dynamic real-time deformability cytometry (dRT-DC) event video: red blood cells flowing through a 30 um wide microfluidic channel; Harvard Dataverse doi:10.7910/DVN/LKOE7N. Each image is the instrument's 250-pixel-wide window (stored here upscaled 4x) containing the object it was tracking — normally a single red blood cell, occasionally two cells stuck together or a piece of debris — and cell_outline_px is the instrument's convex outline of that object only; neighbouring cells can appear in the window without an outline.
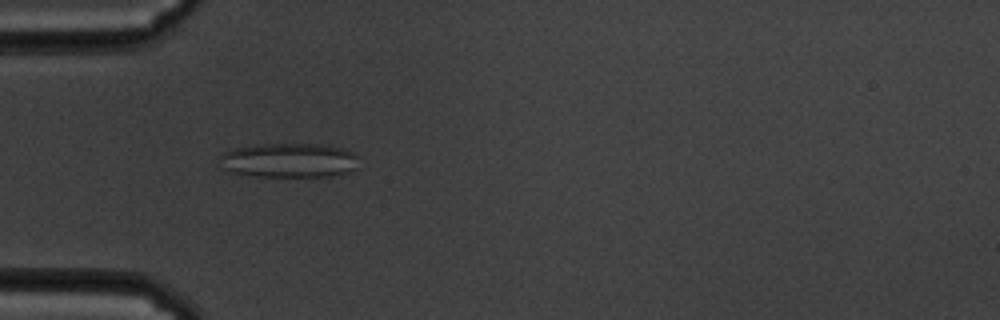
{"species": "common noctule bat (a hibernating species)", "species_latin": "Nyctalus noctula", "temperature_condition": "cold", "stored_images_in_passage": 44, "camera_frame_rate_fps": 3000, "um_per_image_px": 0.085, "animal": {"sex": "male", "body_mass_g": 19.5, "forearm_length_mm": 54.6}, "frame": {"image": 1, "passage_image": 3, "time_ms": 0.667, "image_size_px": [1000, 320], "cell_outline_px": [[356, 168], [344, 172], [328, 176], [256, 176], [232, 172], [224, 168], [220, 156], [224, 152], [236, 148], [260, 144], [324, 144], [344, 148], [352, 152], [356, 156]], "centroid_in_image_um": [24.57, 13.61], "position_along_channel_um": 60.4, "area_um2": 27.51}}
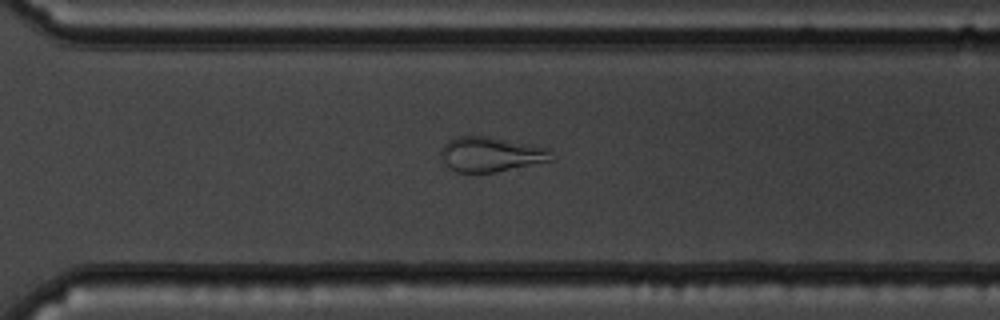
{"frame": {"image": 2, "passage_image": 27, "time_ms": 8.667, "image_size_px": [1000, 320], "cell_outline_px": [[552, 160], [496, 172], [456, 172], [448, 168], [440, 152], [444, 144], [448, 140], [460, 136], [488, 136], [532, 144], [548, 148], [552, 152]], "centroid_in_image_um": [41.73, 13.11], "position_along_channel_um": 328.9, "area_um2": 22.37}}
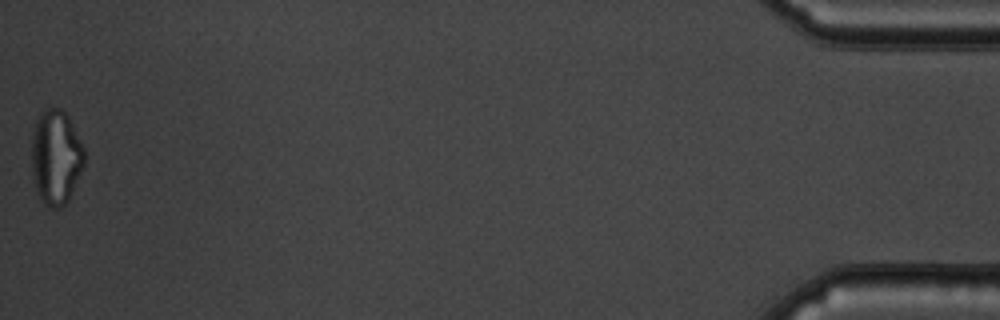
{"frame": {"image": 3, "passage_image": 44, "time_ms": 14.333, "image_size_px": [1000, 320], "cell_outline_px": [[84, 164], [68, 200], [60, 208], [48, 208], [40, 200], [36, 192], [32, 172], [32, 136], [36, 120], [40, 112], [48, 108], [60, 108], [68, 116], [84, 144]], "centroid_in_image_um": [4.74, 13.36], "position_along_channel_um": 430.5, "area_um2": 29.3}, "authors_computed_cell_mechanics": {"area_um2": 23.8425, "velocity_mm_per_s": 3.4038, "shape_relaxation_time_tau1_ms": null, "shape_relaxation_time_tau2_ms": 2.4458, "deformation_change_tau1": null, "deformation_change_tau2": 0.1113}}